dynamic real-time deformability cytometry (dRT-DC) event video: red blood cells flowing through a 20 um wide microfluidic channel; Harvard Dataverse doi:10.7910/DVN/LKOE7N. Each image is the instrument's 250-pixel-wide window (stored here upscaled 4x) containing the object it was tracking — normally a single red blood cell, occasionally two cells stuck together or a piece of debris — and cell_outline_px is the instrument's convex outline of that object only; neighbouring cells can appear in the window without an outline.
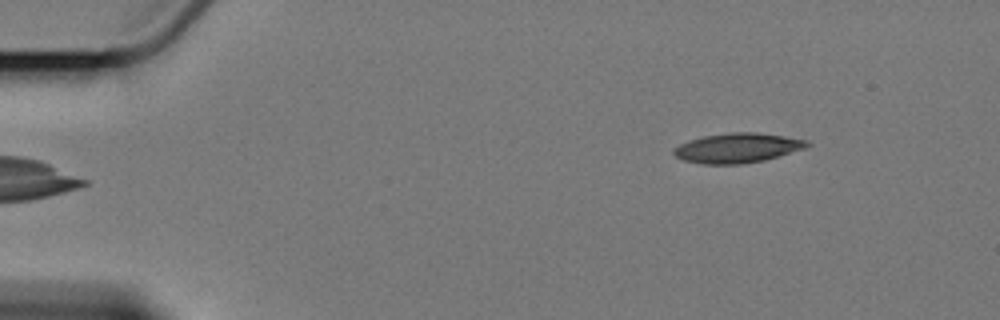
{"species": "Egyptian fruit bat (a non-hibernating species)", "species_latin": "Rousettus aegyptiacus", "temperature_condition": "cold", "stored_images_in_passage": 4, "camera_frame_rate_fps": 3000, "um_per_image_px": 0.085, "animal": {"sex": "female"}, "frame": {"image": 1, "passage_image": 4, "time_ms": 3.667, "image_size_px": [1000, 320], "cell_outline_px": [[812, 144], [804, 148], [764, 160], [740, 164], [704, 164], [684, 160], [676, 156], [672, 152], [680, 144], [704, 136], [732, 132], [756, 132], [784, 136], [808, 140]], "centroid_in_image_um": [62.71, 12.57], "position_along_channel_um": 22.3, "area_um2": 22.72}}